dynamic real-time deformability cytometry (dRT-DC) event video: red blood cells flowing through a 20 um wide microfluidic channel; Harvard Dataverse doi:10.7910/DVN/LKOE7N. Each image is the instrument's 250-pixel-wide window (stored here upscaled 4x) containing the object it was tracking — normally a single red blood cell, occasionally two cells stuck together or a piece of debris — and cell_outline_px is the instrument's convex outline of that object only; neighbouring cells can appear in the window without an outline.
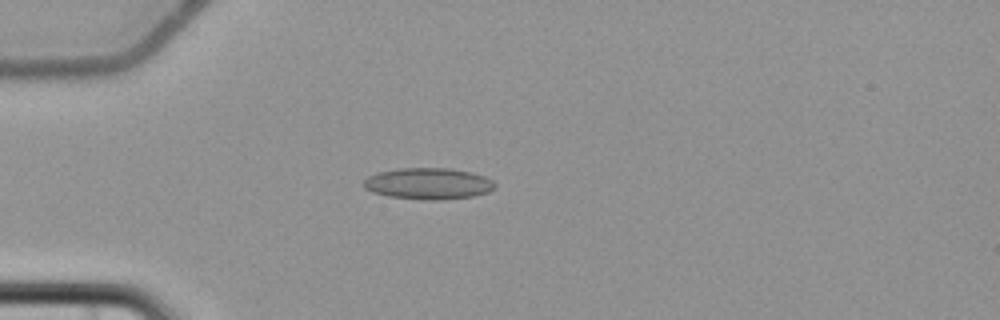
{"species": "common noctule bat (a hibernating species)", "species_latin": "Nyctalus noctula", "temperature_condition": "cold", "stored_images_in_passage": 6, "camera_frame_rate_fps": 3000, "um_per_image_px": 0.085, "animal": {"sex": "female", "body_mass_g": 22.7, "forearm_length_mm": 54.2}, "frame": {"image": 1, "passage_image": 5, "time_ms": 5.667, "image_size_px": [1000, 320], "cell_outline_px": [[496, 184], [488, 192], [472, 196], [440, 200], [432, 200], [388, 196], [372, 192], [364, 188], [364, 180], [368, 176], [380, 172], [400, 168], [448, 168], [468, 172], [484, 176], [492, 180]], "centroid_in_image_um": [36.39, 15.6], "position_along_channel_um": 48.6, "area_um2": 23.7}}